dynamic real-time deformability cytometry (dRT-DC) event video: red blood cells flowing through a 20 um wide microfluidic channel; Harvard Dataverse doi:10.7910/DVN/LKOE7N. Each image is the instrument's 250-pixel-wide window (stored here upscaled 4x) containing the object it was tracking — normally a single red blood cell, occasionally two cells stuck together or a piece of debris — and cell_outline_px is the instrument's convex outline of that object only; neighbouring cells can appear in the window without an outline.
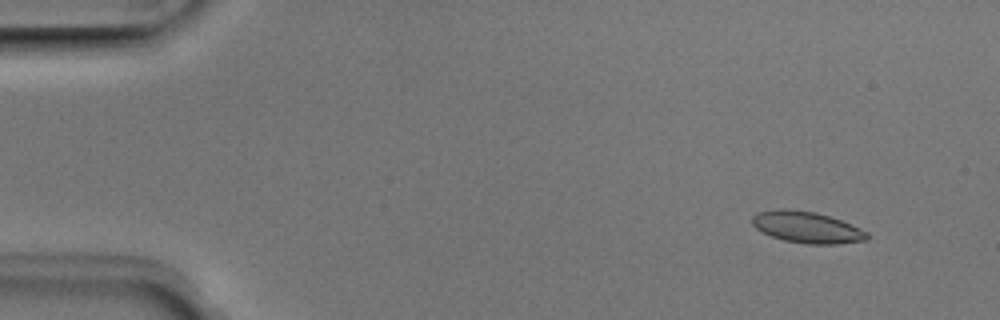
{"species": "Egyptian fruit bat (a non-hibernating species)", "species_latin": "Rousettus aegyptiacus", "temperature_condition": "room temperature", "stored_images_in_passage": 5, "camera_frame_rate_fps": 3000, "um_per_image_px": 0.085, "animal": {"sex": "male"}, "frame": {"image": 1, "passage_image": 1, "time_ms": 0.0, "image_size_px": [1000, 320], "cell_outline_px": [[868, 240], [836, 244], [808, 244], [784, 240], [772, 236], [756, 228], [752, 224], [752, 216], [756, 212], [776, 208], [788, 208], [816, 212], [852, 224], [868, 232]], "centroid_in_image_um": [68.58, 19.3], "position_along_channel_um": 16.4, "area_um2": 21.15}}
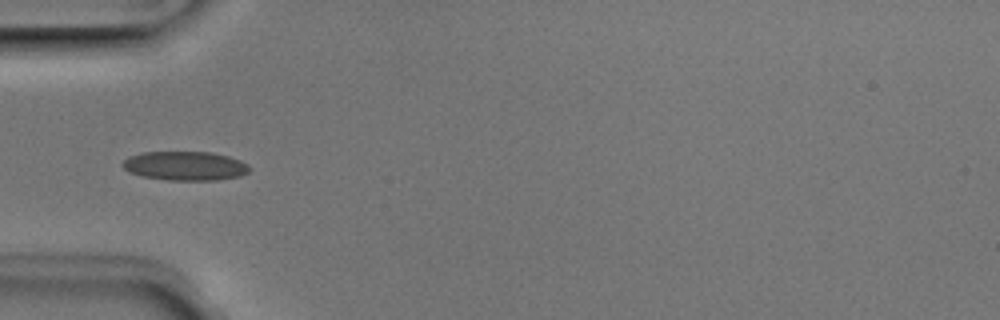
{"frame": {"image": 2, "passage_image": 4, "time_ms": 1.0, "image_size_px": [1000, 320], "cell_outline_px": [[252, 168], [248, 172], [240, 176], [216, 180], [168, 180], [140, 176], [128, 172], [120, 164], [128, 156], [144, 152], [212, 152], [228, 156], [240, 160], [248, 164]], "centroid_in_image_um": [15.73, 14.1], "position_along_channel_um": 69.3, "area_um2": 21.68}}